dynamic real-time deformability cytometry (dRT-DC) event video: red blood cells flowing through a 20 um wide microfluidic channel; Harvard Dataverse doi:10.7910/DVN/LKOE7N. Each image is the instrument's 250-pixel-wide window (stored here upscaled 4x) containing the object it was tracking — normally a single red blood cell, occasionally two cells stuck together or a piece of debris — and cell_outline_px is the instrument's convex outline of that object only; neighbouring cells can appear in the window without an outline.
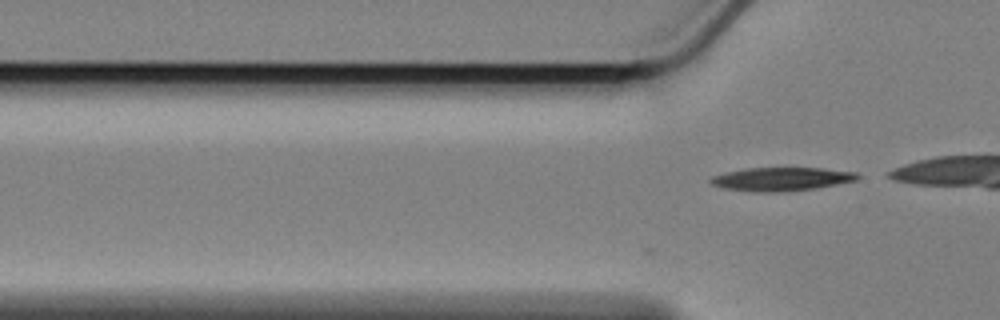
{"species": "Egyptian fruit bat (a non-hibernating species)", "species_latin": "Rousettus aegyptiacus", "temperature_condition": "cold", "stored_images_in_passage": 12, "camera_frame_rate_fps": 3000, "um_per_image_px": 0.085, "animal": {"sex": "female"}, "frame": {"image": 1, "passage_image": 12, "time_ms": 3.667, "image_size_px": [1000, 320], "cell_outline_px": [[860, 176], [856, 180], [836, 184], [812, 188], [784, 192], [752, 192], [724, 188], [712, 184], [708, 180], [712, 176], [728, 172], [748, 168], [820, 168], [856, 172]], "centroid_in_image_um": [66.39, 15.22], "position_along_channel_um": 59.4, "area_um2": 19.88}}